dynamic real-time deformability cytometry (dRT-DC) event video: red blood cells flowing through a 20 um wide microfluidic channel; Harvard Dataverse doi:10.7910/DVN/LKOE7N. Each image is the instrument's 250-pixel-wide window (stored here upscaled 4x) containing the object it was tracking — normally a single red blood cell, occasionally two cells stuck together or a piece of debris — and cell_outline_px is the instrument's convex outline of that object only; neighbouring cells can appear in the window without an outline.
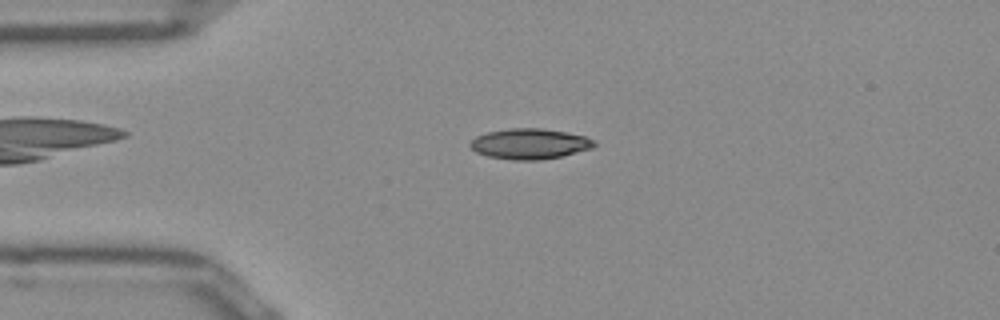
{"species": "Egyptian fruit bat (a non-hibernating species)", "species_latin": "Rousettus aegyptiacus", "temperature_condition": "room temperature", "stored_images_in_passage": 43, "camera_frame_rate_fps": 3000, "um_per_image_px": 0.085, "frame": {"image": 1, "passage_image": 4, "time_ms": 1.0, "image_size_px": [1000, 320], "cell_outline_px": [[596, 144], [592, 148], [560, 156], [540, 160], [512, 160], [488, 156], [476, 152], [468, 144], [476, 136], [488, 132], [508, 128], [540, 128], [564, 132], [584, 136], [592, 140]], "centroid_in_image_um": [44.98, 12.22], "position_along_channel_um": 40.0, "area_um2": 21.79}}
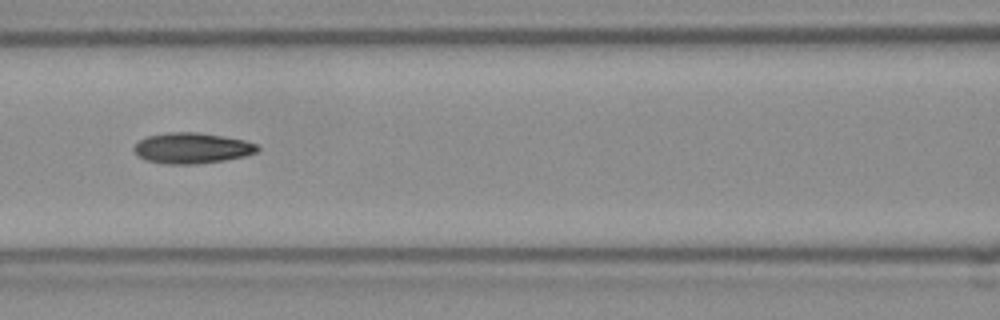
{"frame": {"image": 2, "passage_image": 14, "time_ms": 4.333, "image_size_px": [1000, 320], "cell_outline_px": [[260, 148], [256, 152], [244, 156], [224, 160], [196, 164], [168, 164], [144, 160], [136, 156], [132, 148], [140, 140], [148, 136], [168, 132], [200, 132], [224, 136], [244, 140], [256, 144]], "centroid_in_image_um": [16.28, 12.59], "position_along_channel_um": 150.3, "area_um2": 22.2}}
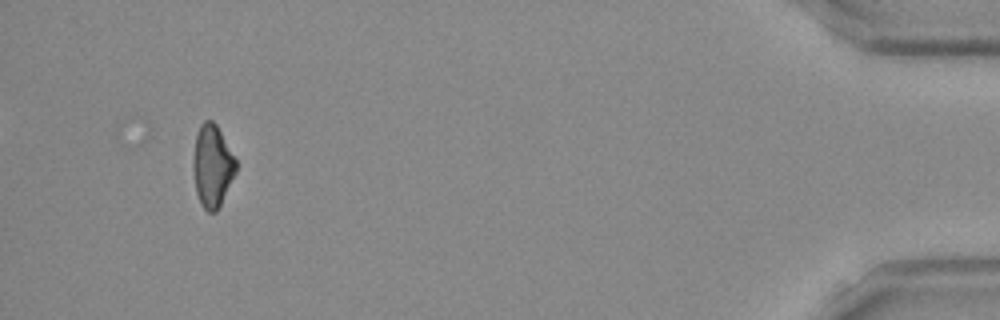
{"frame": {"image": 3, "passage_image": 40, "time_ms": 13.0, "image_size_px": [1000, 320], "cell_outline_px": [[236, 172], [216, 212], [208, 212], [204, 208], [196, 192], [192, 168], [192, 156], [196, 136], [200, 124], [204, 120], [212, 120], [216, 124], [236, 160]], "centroid_in_image_um": [18.02, 14.08], "position_along_channel_um": 417.2, "area_um2": 20.35}, "authors_computed_cell_mechanics": {"area_um2": 21.3282, "velocity_mm_per_s": 3.9602, "shape_relaxation_time_tau1_ms": 9.5878, "shape_relaxation_time_tau2_ms": 4.888, "deformation_change_tau1": 0.2061, "deformation_change_tau2": 0.1216}}